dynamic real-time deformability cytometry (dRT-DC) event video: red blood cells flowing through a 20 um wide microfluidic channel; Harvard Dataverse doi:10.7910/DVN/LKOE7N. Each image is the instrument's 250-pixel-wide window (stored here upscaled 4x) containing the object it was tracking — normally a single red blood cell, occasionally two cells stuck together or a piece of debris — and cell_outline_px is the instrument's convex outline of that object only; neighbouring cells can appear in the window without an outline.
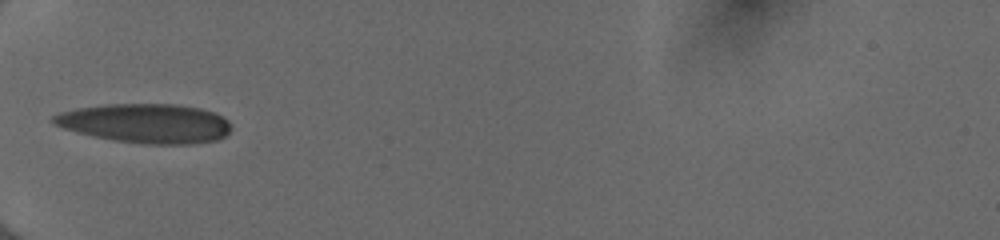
{"species": "human", "species_latin": "Homo sapiens", "temperature_condition": "cold", "stored_images_in_passage": 33, "camera_frame_rate_fps": 3000, "um_per_image_px": 0.085, "donor": {"sex": "female"}, "frame": {"image": 1, "passage_image": 1, "time_ms": 0.0, "image_size_px": [1000, 240], "cell_outline_px": [[232, 128], [224, 136], [216, 140], [192, 144], [144, 144], [112, 140], [64, 128], [52, 124], [52, 116], [60, 112], [76, 108], [108, 104], [176, 104], [200, 108], [216, 112], [228, 120]], "centroid_in_image_um": [12.41, 10.48], "position_along_channel_um": 72.6, "area_um2": 40.75}}
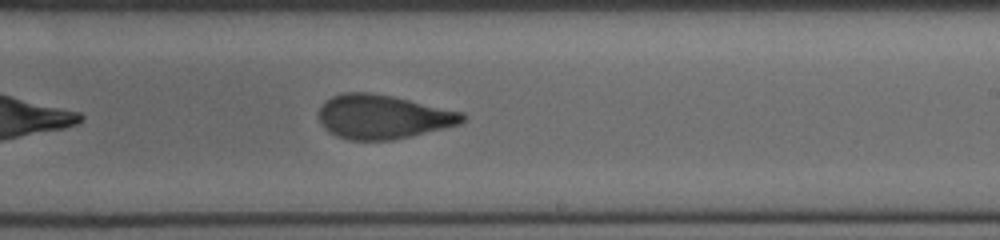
{"frame": {"image": 2, "passage_image": 15, "time_ms": 4.667, "image_size_px": [1000, 240], "cell_outline_px": [[464, 120], [460, 124], [412, 136], [392, 140], [348, 140], [336, 136], [328, 132], [324, 128], [320, 120], [320, 108], [332, 96], [340, 92], [372, 92], [392, 96], [464, 112]], "centroid_in_image_um": [32.55, 9.93], "position_along_channel_um": 256.5, "area_um2": 36.88}}
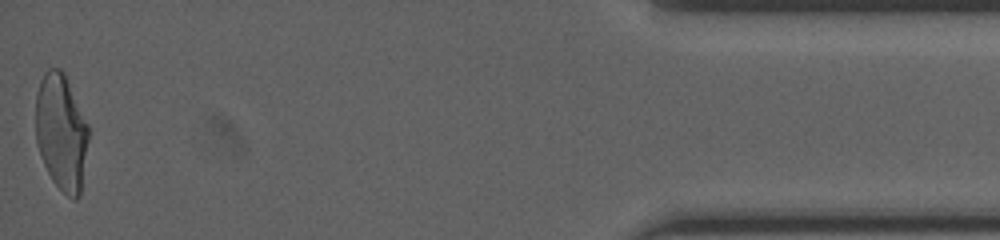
{"frame": {"image": 3, "passage_image": 33, "time_ms": 10.667, "image_size_px": [1000, 240], "cell_outline_px": [[88, 140], [80, 196], [76, 200], [72, 200], [52, 180], [44, 164], [36, 144], [36, 92], [40, 80], [44, 72], [48, 68], [60, 68], [64, 72], [88, 124]], "centroid_in_image_um": [5.2, 11.21], "position_along_channel_um": 430.0, "area_um2": 35.89}, "authors_computed_cell_mechanics": {"area_um2": 37.6278, "velocity_mm_per_s": 4.0197, "shape_relaxation_time_tau1_ms": 8.6219, "shape_relaxation_time_tau2_ms": 1.2833, "deformation_change_tau1": 0.2551, "deformation_change_tau2": 0.0874}}